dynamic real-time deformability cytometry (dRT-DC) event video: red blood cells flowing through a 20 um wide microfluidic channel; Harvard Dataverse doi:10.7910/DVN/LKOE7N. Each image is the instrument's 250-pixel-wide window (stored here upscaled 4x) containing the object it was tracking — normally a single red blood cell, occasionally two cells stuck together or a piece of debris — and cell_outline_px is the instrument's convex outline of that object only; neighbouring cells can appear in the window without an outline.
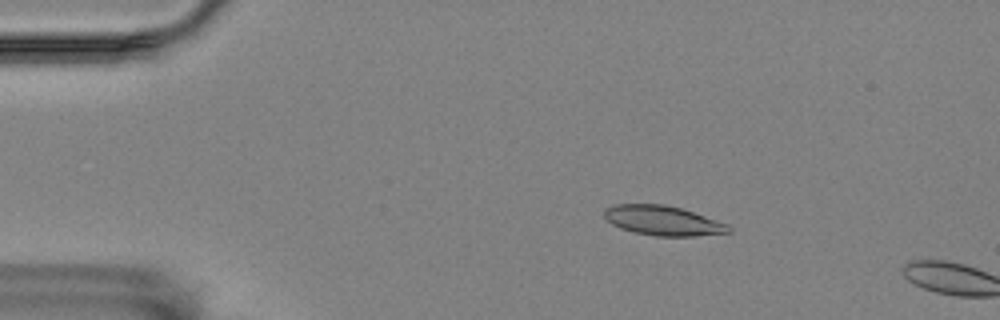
{"species": "Egyptian fruit bat (a non-hibernating species)", "species_latin": "Rousettus aegyptiacus", "temperature_condition": "room temperature", "stored_images_in_passage": 13, "camera_frame_rate_fps": 3000, "um_per_image_px": 0.085, "animal": {"sex": "female"}, "frame": {"image": 1, "passage_image": 10, "time_ms": 3.0, "image_size_px": [1000, 320], "cell_outline_px": [[732, 232], [696, 236], [656, 236], [632, 232], [620, 228], [612, 224], [604, 216], [604, 208], [612, 204], [664, 204], [680, 208], [728, 224], [732, 228]], "centroid_in_image_um": [56.33, 18.75], "position_along_channel_um": 28.7, "area_um2": 21.56}}